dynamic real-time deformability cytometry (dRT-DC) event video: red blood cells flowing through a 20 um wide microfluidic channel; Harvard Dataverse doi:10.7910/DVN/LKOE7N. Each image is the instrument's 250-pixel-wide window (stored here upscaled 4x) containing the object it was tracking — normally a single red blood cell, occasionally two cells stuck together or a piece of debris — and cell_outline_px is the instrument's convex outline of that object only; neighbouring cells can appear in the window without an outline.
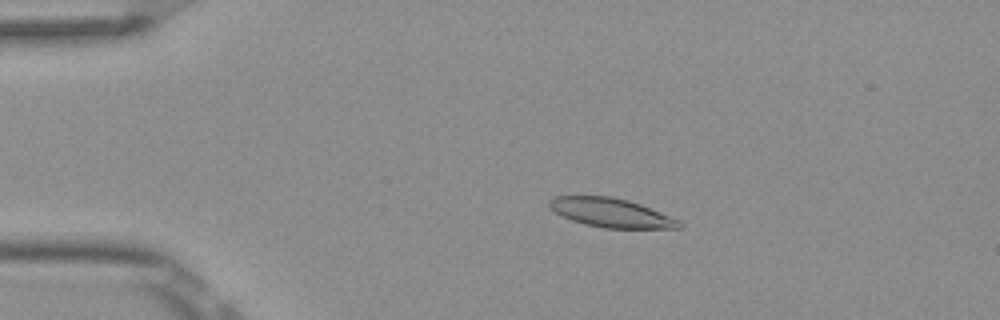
{"species": "Egyptian fruit bat (a non-hibernating species)", "species_latin": "Rousettus aegyptiacus", "temperature_condition": "room temperature", "stored_images_in_passage": 6, "camera_frame_rate_fps": 3000, "um_per_image_px": 0.085, "frame": {"image": 1, "passage_image": 4, "time_ms": 1.0, "image_size_px": [1000, 320], "cell_outline_px": [[684, 224], [680, 228], [604, 228], [584, 224], [572, 220], [556, 212], [548, 204], [548, 200], [552, 196], [612, 196], [628, 200], [640, 204], [680, 220]], "centroid_in_image_um": [51.95, 18.08], "position_along_channel_um": 33.0, "area_um2": 21.85}}
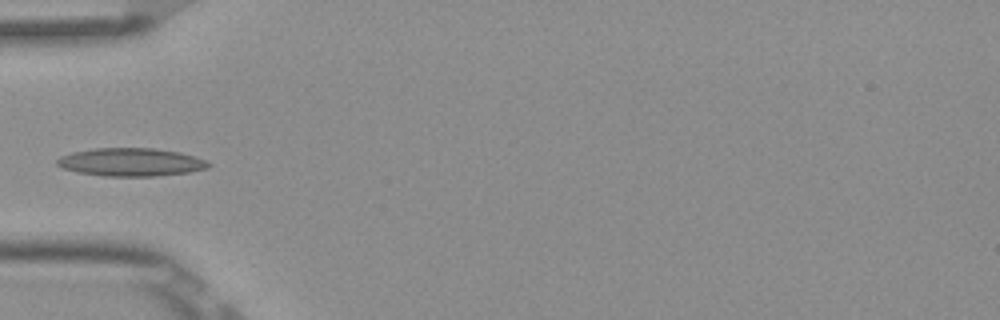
{"frame": {"image": 2, "passage_image": 6, "time_ms": 1.667, "image_size_px": [1000, 320], "cell_outline_px": [[212, 164], [208, 168], [188, 172], [156, 176], [104, 176], [80, 172], [64, 168], [56, 164], [56, 160], [60, 156], [72, 152], [92, 148], [152, 148], [180, 152], [196, 156]], "centroid_in_image_um": [11.14, 13.77], "position_along_channel_um": 73.9, "area_um2": 24.74}}